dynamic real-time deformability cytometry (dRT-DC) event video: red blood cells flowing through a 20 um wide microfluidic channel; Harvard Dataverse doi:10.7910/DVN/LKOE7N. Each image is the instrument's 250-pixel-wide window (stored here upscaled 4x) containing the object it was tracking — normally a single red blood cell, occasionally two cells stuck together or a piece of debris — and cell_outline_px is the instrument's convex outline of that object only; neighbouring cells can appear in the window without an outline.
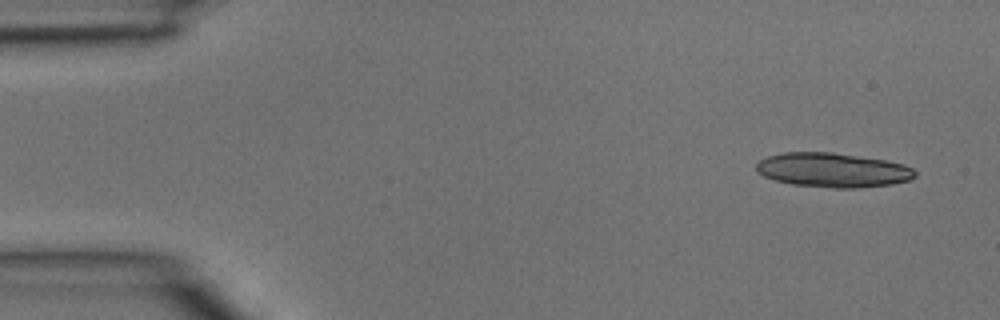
{"species": "common noctule bat (a hibernating species)", "species_latin": "Nyctalus noctula", "temperature_condition": "room temperature", "stored_images_in_passage": 4, "segment_of_instrument_passage": [1, 2], "camera_frame_rate_fps": 3000, "um_per_image_px": 0.085, "animal": {"sex": "male", "body_mass_g": 15.6}, "frame": {"image": 1, "passage_image": 1, "time_ms": 0.0, "image_size_px": [1000, 320], "cell_outline_px": [[916, 176], [908, 180], [892, 184], [860, 188], [832, 188], [792, 184], [776, 180], [764, 176], [756, 172], [756, 164], [760, 160], [768, 156], [784, 152], [832, 152], [884, 160], [904, 164], [912, 168], [916, 172]], "centroid_in_image_um": [70.78, 14.46], "position_along_channel_um": 14.2, "area_um2": 31.79}}